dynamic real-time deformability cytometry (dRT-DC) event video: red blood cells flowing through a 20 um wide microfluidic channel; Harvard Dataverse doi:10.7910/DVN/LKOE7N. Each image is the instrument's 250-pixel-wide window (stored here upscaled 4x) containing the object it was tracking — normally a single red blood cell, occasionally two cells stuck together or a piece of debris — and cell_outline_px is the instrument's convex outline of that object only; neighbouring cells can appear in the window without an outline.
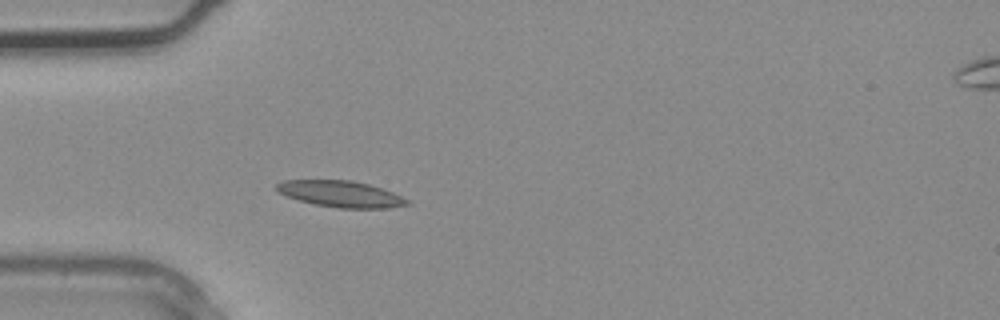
{"species": "common noctule bat (a hibernating species)", "species_latin": "Nyctalus noctula", "temperature_condition": "warm", "stored_images_in_passage": 3, "camera_frame_rate_fps": 3000, "um_per_image_px": 0.085, "animal": {"sex": "male", "body_mass_g": 20.4}, "frame": {"image": 1, "passage_image": 2, "time_ms": 0.333, "image_size_px": [1000, 320], "cell_outline_px": [[412, 204], [388, 208], [340, 208], [316, 204], [300, 200], [288, 196], [280, 192], [276, 188], [276, 184], [284, 180], [352, 180], [368, 184], [392, 192], [408, 200]], "centroid_in_image_um": [28.99, 16.48], "position_along_channel_um": 56.0, "area_um2": 19.71}}